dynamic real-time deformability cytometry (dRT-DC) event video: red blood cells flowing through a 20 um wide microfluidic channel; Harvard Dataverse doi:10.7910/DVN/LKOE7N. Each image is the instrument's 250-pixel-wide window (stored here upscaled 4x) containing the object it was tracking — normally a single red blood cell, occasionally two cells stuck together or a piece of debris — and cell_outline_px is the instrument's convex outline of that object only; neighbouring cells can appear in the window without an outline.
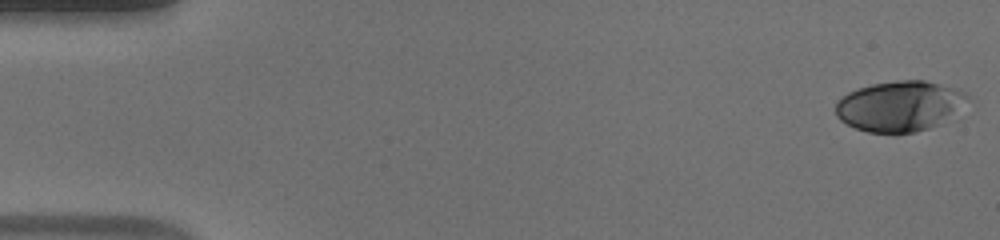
{"species": "human", "species_latin": "Homo sapiens", "temperature_condition": "warm", "stored_images_in_passage": 52, "camera_frame_rate_fps": 3000, "um_per_image_px": 0.085, "donor": {"sex": "male"}, "frame": {"image": 1, "passage_image": 1, "time_ms": 0.0, "image_size_px": [1000, 240], "cell_outline_px": [[968, 96], [936, 124], [928, 128], [916, 132], [896, 136], [868, 132], [856, 128], [840, 120], [836, 116], [836, 100], [848, 92], [856, 88], [872, 84], [896, 80], [924, 80], [960, 88], [968, 92]], "centroid_in_image_um": [76.35, 9.02], "position_along_channel_um": 8.6, "area_um2": 38.55}}
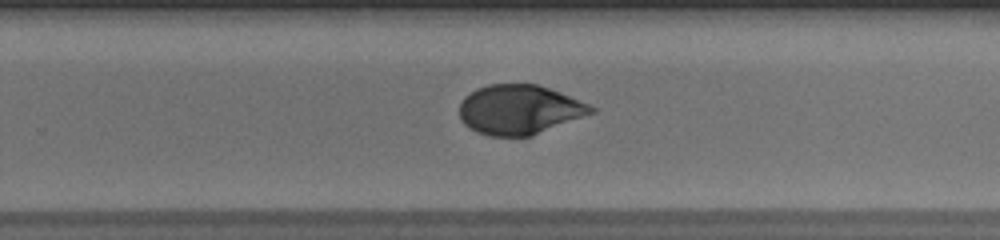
{"frame": {"image": 2, "passage_image": 34, "time_ms": 11.0, "image_size_px": [1000, 240], "cell_outline_px": [[596, 112], [532, 136], [488, 136], [476, 132], [468, 128], [460, 120], [460, 104], [464, 96], [476, 88], [488, 84], [536, 84], [560, 92], [588, 104], [596, 108]], "centroid_in_image_um": [44.12, 9.33], "position_along_channel_um": 285.7, "area_um2": 38.21}}
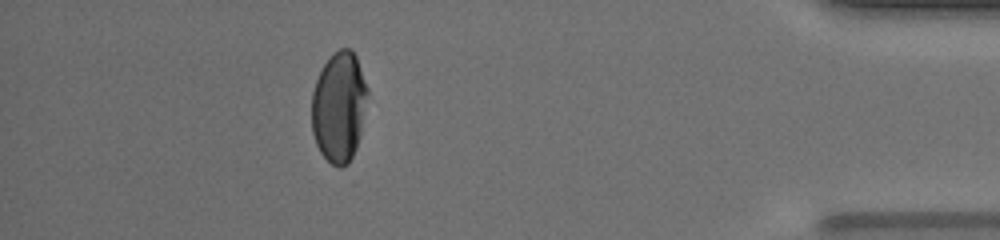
{"frame": {"image": 3, "passage_image": 47, "time_ms": 15.333, "image_size_px": [1000, 240], "cell_outline_px": [[368, 92], [360, 136], [356, 148], [348, 164], [340, 168], [332, 164], [320, 152], [316, 144], [312, 132], [312, 92], [316, 80], [324, 64], [332, 52], [340, 48], [352, 48], [356, 56], [368, 88]], "centroid_in_image_um": [28.82, 9.07], "position_along_channel_um": 406.4, "area_um2": 36.07}, "authors_computed_cell_mechanics": {"area_um2": 38.4948, "velocity_mm_per_s": 3.905, "shape_relaxation_time_tau1_ms": 6.4585, "shape_relaxation_time_tau2_ms": 1.5624, "deformation_change_tau1": 0.2192, "deformation_change_tau2": 0.042}}